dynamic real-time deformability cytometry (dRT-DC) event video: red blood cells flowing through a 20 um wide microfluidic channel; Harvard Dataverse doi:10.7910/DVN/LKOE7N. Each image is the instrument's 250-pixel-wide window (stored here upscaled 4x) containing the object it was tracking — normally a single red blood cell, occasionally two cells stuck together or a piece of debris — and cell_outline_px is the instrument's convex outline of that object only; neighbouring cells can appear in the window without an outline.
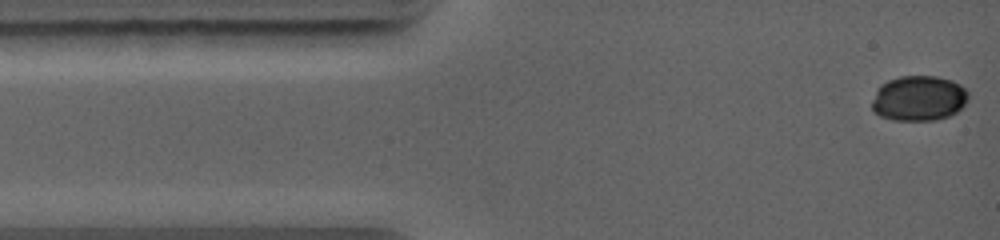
{"species": "common noctule bat (a hibernating species)", "species_latin": "Nyctalus noctula", "temperature_condition": "warm", "stored_images_in_passage": 44, "camera_frame_rate_fps": 5000, "um_per_image_px": 0.085, "animal": {"sex": "female", "body_mass_g": 19.0, "forearm_length_mm": 56.7}, "frame": {"image": 1, "passage_image": 1, "time_ms": 0.0, "image_size_px": [1000, 240], "cell_outline_px": [[968, 100], [956, 112], [948, 116], [936, 120], [892, 120], [880, 116], [872, 112], [872, 100], [876, 88], [880, 84], [888, 80], [900, 76], [936, 76], [952, 80], [960, 84], [968, 92]], "centroid_in_image_um": [78.06, 8.35], "position_along_channel_um": 6.9, "area_um2": 25.66}}
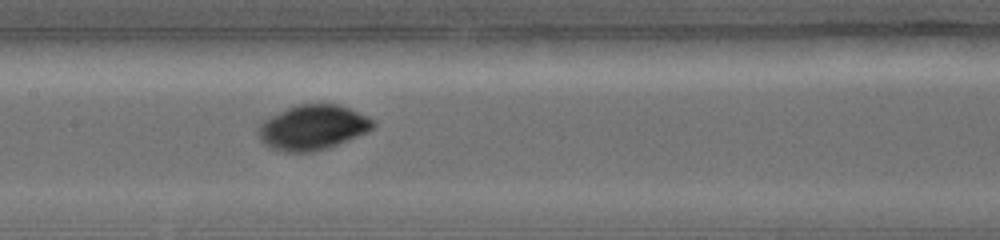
{"frame": {"image": 2, "passage_image": 23, "time_ms": 5.2, "image_size_px": [1000, 240], "cell_outline_px": [[376, 124], [368, 132], [328, 148], [312, 152], [284, 152], [272, 148], [264, 144], [260, 140], [260, 124], [264, 120], [296, 104], [336, 104], [348, 108], [368, 116]], "centroid_in_image_um": [26.61, 10.84], "position_along_channel_um": 180.8, "area_um2": 29.71}}
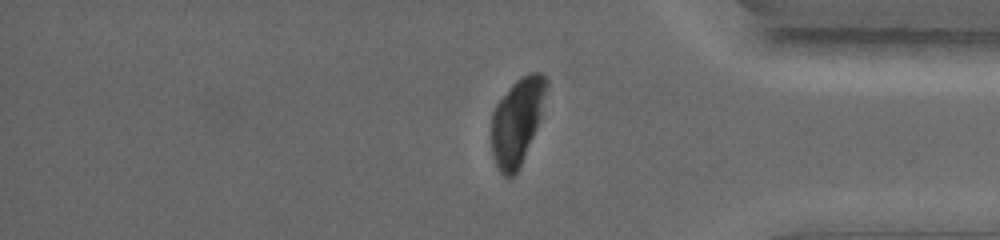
{"frame": {"image": 3, "passage_image": 44, "time_ms": 10.0, "image_size_px": [1000, 240], "cell_outline_px": [[548, 84], [540, 116], [536, 128], [520, 168], [516, 176], [504, 176], [496, 168], [492, 152], [492, 112], [496, 104], [512, 84], [516, 80], [528, 72], [540, 72], [548, 80]], "centroid_in_image_um": [43.95, 10.32], "position_along_channel_um": 391.3, "area_um2": 27.63}}